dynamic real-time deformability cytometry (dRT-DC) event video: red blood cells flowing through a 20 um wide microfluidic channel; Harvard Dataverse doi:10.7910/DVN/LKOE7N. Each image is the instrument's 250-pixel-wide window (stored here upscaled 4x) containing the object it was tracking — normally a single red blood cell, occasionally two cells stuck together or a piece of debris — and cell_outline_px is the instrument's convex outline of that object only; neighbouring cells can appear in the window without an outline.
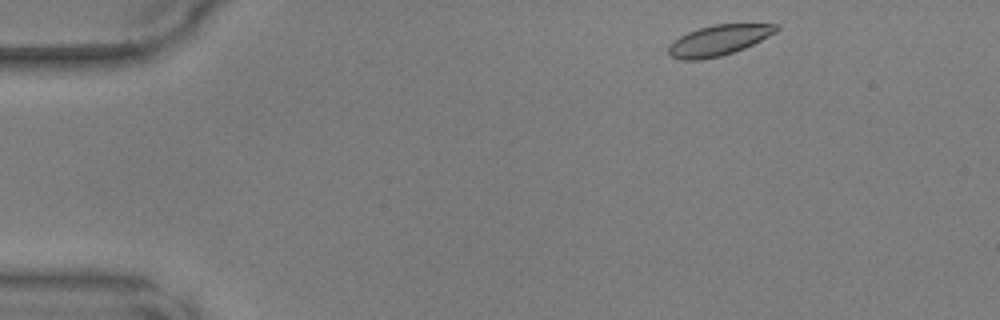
{"species": "common noctule bat (a hibernating species)", "species_latin": "Nyctalus noctula", "temperature_condition": "warm", "stored_images_in_passage": 5, "camera_frame_rate_fps": 3000, "um_per_image_px": 0.085, "animal": {"sex": "male", "body_mass_g": 17.9, "forearm_length_mm": 54.2}, "frame": {"image": 1, "passage_image": 2, "time_ms": 0.333, "image_size_px": [1000, 320], "cell_outline_px": [[780, 28], [776, 32], [744, 48], [720, 56], [700, 60], [680, 60], [672, 56], [668, 52], [668, 44], [680, 36], [688, 32], [700, 28], [716, 24], [780, 24]], "centroid_in_image_um": [61.07, 3.42], "position_along_channel_um": 23.9, "area_um2": 18.96}}